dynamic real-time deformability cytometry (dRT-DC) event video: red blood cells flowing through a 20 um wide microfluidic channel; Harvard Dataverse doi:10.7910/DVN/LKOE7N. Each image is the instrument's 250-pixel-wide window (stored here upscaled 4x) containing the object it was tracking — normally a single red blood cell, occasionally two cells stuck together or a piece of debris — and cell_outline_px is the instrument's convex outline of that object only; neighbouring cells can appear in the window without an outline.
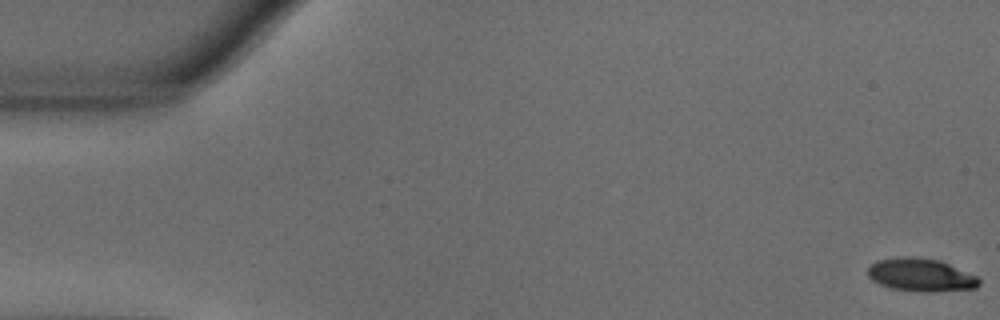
{"species": "common noctule bat (a hibernating species)", "species_latin": "Nyctalus noctula", "temperature_condition": "warm", "stored_images_in_passage": 56, "camera_frame_rate_fps": 3000, "um_per_image_px": 0.085, "animal": {"sex": "male", "body_mass_g": 18.8}, "frame": {"image": 1, "passage_image": 1, "time_ms": 0.0, "image_size_px": [1000, 320], "cell_outline_px": [[980, 284], [976, 288], [932, 292], [920, 292], [892, 288], [880, 284], [872, 280], [868, 276], [868, 268], [876, 260], [904, 256], [912, 256], [940, 260], [976, 276], [980, 280]], "centroid_in_image_um": [78.26, 23.37], "position_along_channel_um": 6.7, "area_um2": 21.39}}
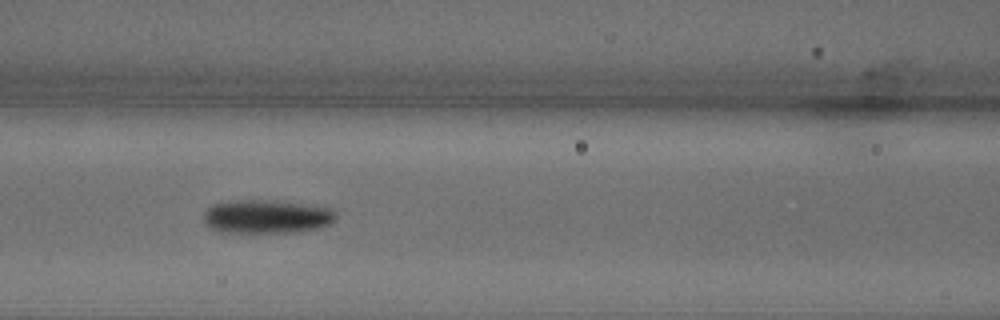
{"frame": {"image": 2, "passage_image": 24, "time_ms": 7.667, "image_size_px": [1000, 320], "cell_outline_px": [[336, 216], [328, 224], [316, 228], [292, 232], [216, 232], [208, 228], [204, 220], [204, 212], [212, 204], [232, 200], [260, 200], [332, 208], [336, 212]], "centroid_in_image_um": [22.56, 18.42], "position_along_channel_um": 144.0, "area_um2": 25.49}}
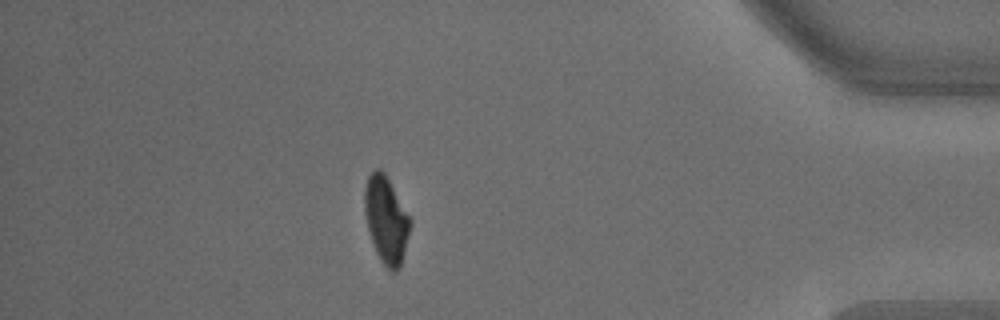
{"frame": {"image": 3, "passage_image": 49, "time_ms": 16.0, "image_size_px": [1000, 320], "cell_outline_px": [[412, 224], [400, 268], [396, 272], [392, 272], [380, 260], [376, 252], [368, 228], [364, 212], [364, 188], [368, 176], [376, 168], [380, 168], [384, 172], [412, 220]], "centroid_in_image_um": [32.83, 18.68], "position_along_channel_um": 402.4, "area_um2": 23.06}, "authors_computed_cell_mechanics": {"area_um2": 23.3512, "velocity_mm_per_s": 3.6144, "shape_relaxation_time_tau1_ms": 2.9571, "shape_relaxation_time_tau2_ms": null, "deformation_change_tau1": 0.1603, "deformation_change_tau2": null}}